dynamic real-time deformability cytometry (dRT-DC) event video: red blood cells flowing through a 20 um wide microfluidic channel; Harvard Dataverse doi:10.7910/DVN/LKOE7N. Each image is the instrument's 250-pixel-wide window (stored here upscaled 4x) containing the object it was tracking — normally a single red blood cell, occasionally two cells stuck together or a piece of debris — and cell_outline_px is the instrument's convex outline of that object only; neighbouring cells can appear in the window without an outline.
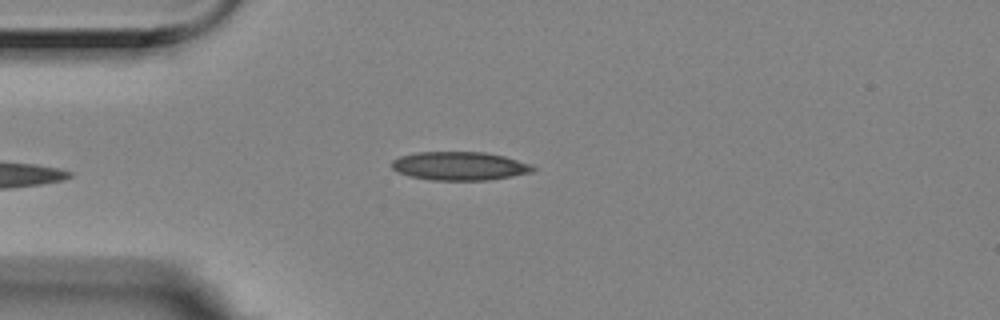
{"species": "Egyptian fruit bat (a non-hibernating species)", "species_latin": "Rousettus aegyptiacus", "temperature_condition": "room temperature", "stored_images_in_passage": 5, "camera_frame_rate_fps": 3000, "um_per_image_px": 0.085, "animal": {"sex": "female"}, "frame": {"image": 1, "passage_image": 5, "time_ms": 1.333, "image_size_px": [1000, 320], "cell_outline_px": [[536, 168], [532, 172], [512, 176], [488, 180], [432, 180], [408, 176], [392, 168], [392, 160], [400, 156], [416, 152], [484, 152], [504, 156], [532, 164]], "centroid_in_image_um": [39.08, 14.11], "position_along_channel_um": 45.9, "area_um2": 23.47}}